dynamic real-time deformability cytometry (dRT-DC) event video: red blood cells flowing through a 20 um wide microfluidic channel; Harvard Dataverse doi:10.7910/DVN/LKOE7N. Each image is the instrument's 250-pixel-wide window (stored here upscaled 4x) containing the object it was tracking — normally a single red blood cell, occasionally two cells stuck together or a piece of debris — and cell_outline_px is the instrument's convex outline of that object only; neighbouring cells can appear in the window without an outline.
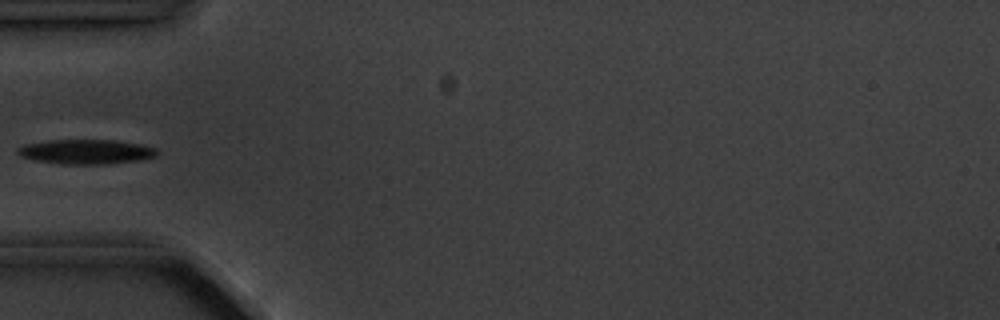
{"species": "common noctule bat (a hibernating species)", "species_latin": "Nyctalus noctula", "temperature_condition": "cold", "stored_images_in_passage": 7, "camera_frame_rate_fps": 3000, "um_per_image_px": 0.085, "animal": {"sex": "male", "body_mass_g": 20.1, "forearm_length_mm": 53.5}, "frame": {"image": 1, "passage_image": 6, "time_ms": 5.667, "image_size_px": [1000, 320], "cell_outline_px": [[160, 152], [156, 156], [140, 160], [108, 164], [60, 164], [36, 160], [20, 156], [16, 152], [16, 148], [24, 144], [48, 140], [116, 140], [140, 144], [156, 148]], "centroid_in_image_um": [7.32, 12.89], "position_along_channel_um": 77.7, "area_um2": 20.17}}
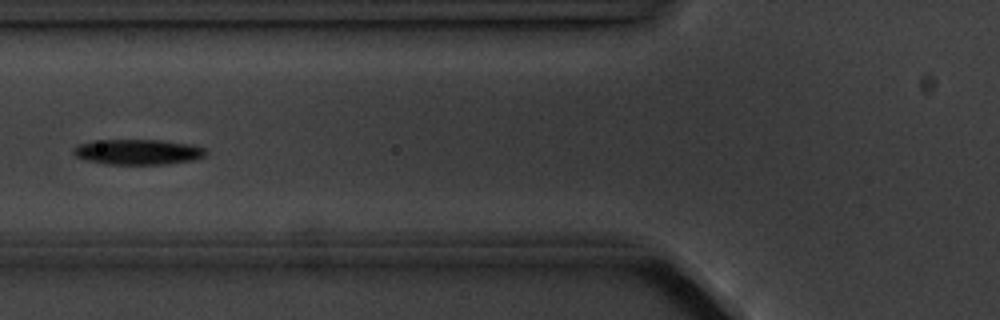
{"frame": {"image": 2, "passage_image": 7, "time_ms": 6.667, "image_size_px": [1000, 320], "cell_outline_px": [[208, 152], [204, 156], [196, 160], [164, 164], [104, 164], [88, 160], [76, 156], [72, 152], [72, 148], [80, 144], [92, 140], [160, 140], [192, 144], [204, 148]], "centroid_in_image_um": [11.74, 12.91], "position_along_channel_um": 114.1, "area_um2": 19.65}}